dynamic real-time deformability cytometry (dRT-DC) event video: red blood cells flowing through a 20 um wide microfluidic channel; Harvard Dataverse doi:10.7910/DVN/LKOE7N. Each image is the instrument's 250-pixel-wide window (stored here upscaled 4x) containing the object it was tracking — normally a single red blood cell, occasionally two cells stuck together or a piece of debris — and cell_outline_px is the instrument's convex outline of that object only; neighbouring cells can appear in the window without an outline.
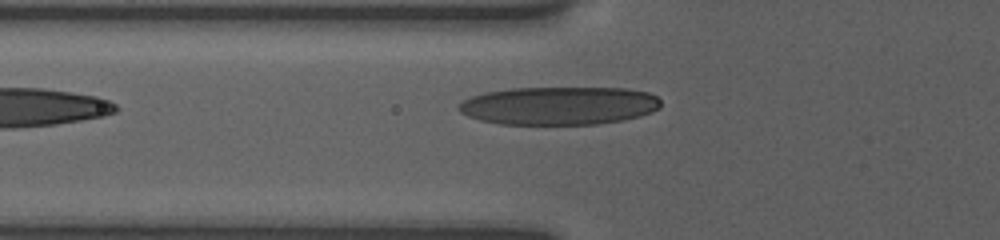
{"species": "human", "species_latin": "Homo sapiens", "temperature_condition": "room temperature", "stored_images_in_passage": 6, "camera_frame_rate_fps": 3000, "um_per_image_px": 0.085, "donor": {"sex": "female"}, "frame": {"image": 1, "passage_image": 6, "time_ms": 4.333, "image_size_px": [1000, 240], "cell_outline_px": [[660, 108], [652, 112], [640, 116], [620, 120], [596, 124], [500, 124], [480, 120], [468, 116], [460, 112], [456, 108], [464, 100], [472, 96], [484, 92], [512, 88], [628, 88], [648, 92], [656, 96], [660, 100]], "centroid_in_image_um": [47.52, 8.98], "position_along_channel_um": 78.3, "area_um2": 45.03}}